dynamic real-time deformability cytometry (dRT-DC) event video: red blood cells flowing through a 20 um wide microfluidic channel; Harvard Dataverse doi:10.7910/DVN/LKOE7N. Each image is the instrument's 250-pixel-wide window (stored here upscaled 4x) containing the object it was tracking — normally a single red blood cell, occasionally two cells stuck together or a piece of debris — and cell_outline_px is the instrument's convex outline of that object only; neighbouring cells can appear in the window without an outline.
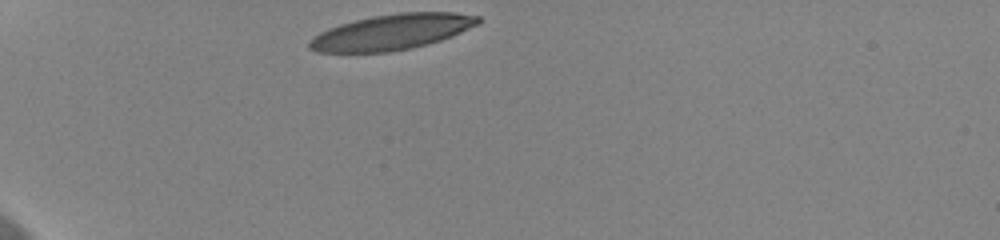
{"species": "human", "species_latin": "Homo sapiens", "temperature_condition": "cold", "stored_images_in_passage": 33, "camera_frame_rate_fps": 3000, "um_per_image_px": 0.085, "donor": {"sex": "female"}, "frame": {"image": 1, "passage_image": 1, "time_ms": 0.0, "image_size_px": [1000, 240], "cell_outline_px": [[480, 24], [452, 36], [440, 40], [412, 48], [388, 52], [316, 52], [308, 48], [308, 40], [320, 32], [328, 28], [340, 24], [372, 16], [400, 12], [452, 12], [480, 16]], "centroid_in_image_um": [33.3, 2.72], "position_along_channel_um": 51.7, "area_um2": 34.97}}
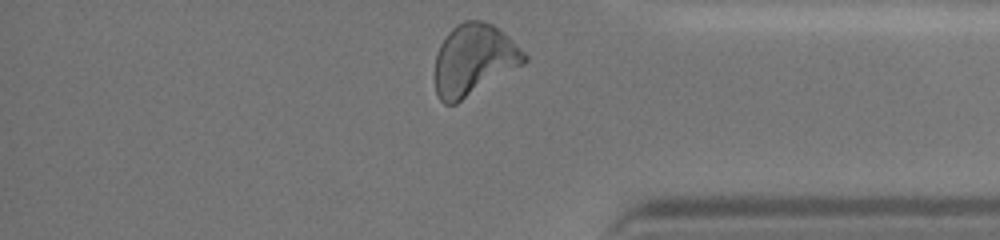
{"frame": {"image": 2, "passage_image": 33, "time_ms": 10.667, "image_size_px": [1000, 240], "cell_outline_px": [[528, 60], [524, 64], [456, 104], [444, 104], [440, 100], [436, 92], [436, 52], [440, 44], [448, 32], [456, 24], [464, 20], [484, 20], [492, 24], [516, 44], [528, 56]], "centroid_in_image_um": [40.27, 5.08], "position_along_channel_um": 394.9, "area_um2": 36.93}, "authors_computed_cell_mechanics": {"area_um2": 35.4314, "velocity_mm_per_s": 3.6131, "shape_relaxation_time_tau1_ms": 8.2442, "shape_relaxation_time_tau2_ms": 2.5579, "deformation_change_tau1": 0.2274, "deformation_change_tau2": 0.1174}}